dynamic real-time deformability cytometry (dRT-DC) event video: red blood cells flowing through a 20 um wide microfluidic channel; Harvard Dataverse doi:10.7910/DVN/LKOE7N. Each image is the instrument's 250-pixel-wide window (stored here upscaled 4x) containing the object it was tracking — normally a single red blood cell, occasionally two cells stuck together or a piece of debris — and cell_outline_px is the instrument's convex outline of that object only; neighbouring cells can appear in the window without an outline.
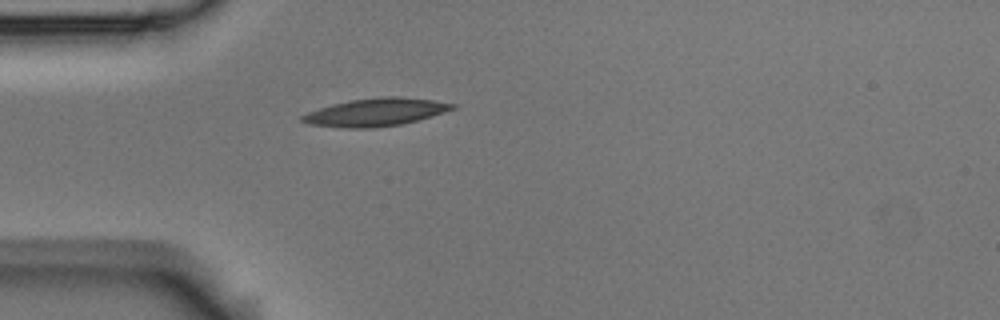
{"species": "Egyptian fruit bat (a non-hibernating species)", "species_latin": "Rousettus aegyptiacus", "temperature_condition": "room temperature", "stored_images_in_passage": 3, "camera_frame_rate_fps": 3000, "um_per_image_px": 0.085, "animal": {"sex": "male"}, "frame": {"image": 1, "passage_image": 3, "time_ms": 0.667, "image_size_px": [1000, 320], "cell_outline_px": [[460, 104], [456, 108], [444, 112], [416, 120], [400, 124], [372, 128], [344, 128], [308, 124], [300, 120], [300, 116], [308, 112], [332, 104], [352, 100], [380, 96], [400, 96], [432, 100]], "centroid_in_image_um": [31.94, 9.53], "position_along_channel_um": 53.1, "area_um2": 24.33}}